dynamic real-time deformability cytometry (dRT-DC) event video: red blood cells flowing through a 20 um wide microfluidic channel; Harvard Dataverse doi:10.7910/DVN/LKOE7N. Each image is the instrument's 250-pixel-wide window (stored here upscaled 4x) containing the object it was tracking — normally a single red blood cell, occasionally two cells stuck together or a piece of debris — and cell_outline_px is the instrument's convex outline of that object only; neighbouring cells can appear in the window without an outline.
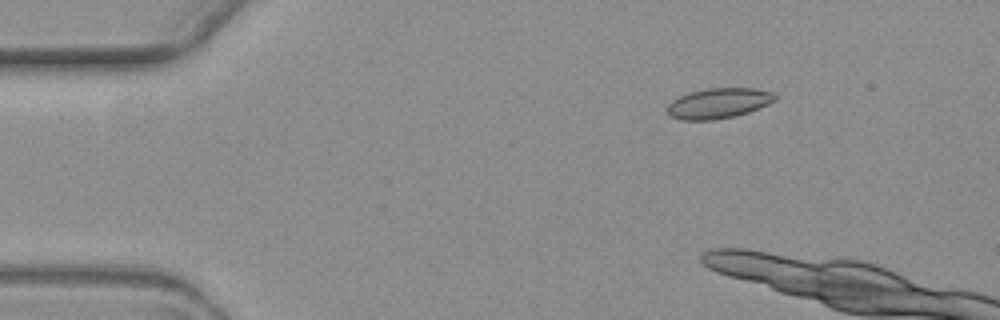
{"species": "common noctule bat (a hibernating species)", "species_latin": "Nyctalus noctula", "temperature_condition": "warm", "stored_images_in_passage": 5, "camera_frame_rate_fps": 3000, "um_per_image_px": 0.085, "animal": {"sex": "female", "body_mass_g": 19.3, "forearm_length_mm": 54.1}, "frame": {"image": 1, "passage_image": 3, "time_ms": 2.667, "image_size_px": [1000, 320], "cell_outline_px": [[776, 100], [768, 104], [748, 112], [732, 116], [712, 120], [680, 120], [672, 116], [668, 112], [668, 104], [672, 100], [688, 92], [704, 88], [756, 88], [772, 92], [776, 96]], "centroid_in_image_um": [61.07, 8.76], "position_along_channel_um": 23.9, "area_um2": 18.96}}